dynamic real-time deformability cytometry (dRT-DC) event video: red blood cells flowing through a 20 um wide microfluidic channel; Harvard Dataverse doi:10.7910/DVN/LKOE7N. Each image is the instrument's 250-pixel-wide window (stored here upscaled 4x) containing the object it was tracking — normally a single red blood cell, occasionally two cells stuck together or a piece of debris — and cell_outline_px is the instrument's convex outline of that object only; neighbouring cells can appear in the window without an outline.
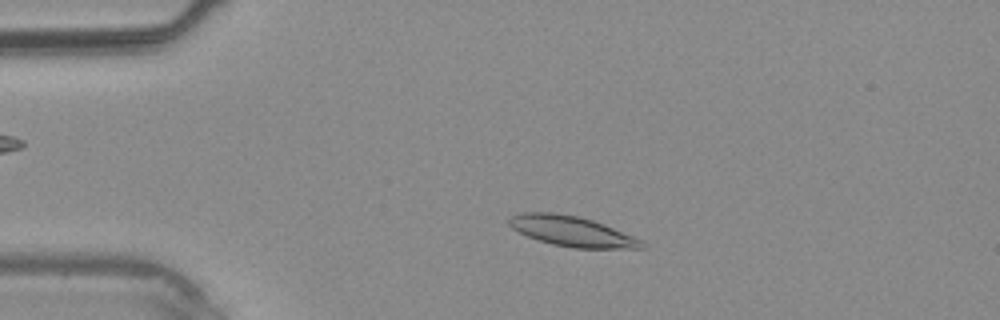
{"species": "common noctule bat (a hibernating species)", "species_latin": "Nyctalus noctula", "temperature_condition": "warm", "stored_images_in_passage": 36, "camera_frame_rate_fps": 3000, "um_per_image_px": 0.085, "animal": {"sex": "male", "body_mass_g": 20.4}, "frame": {"image": 1, "passage_image": 7, "time_ms": 2.0, "image_size_px": [1000, 320], "cell_outline_px": [[648, 248], [572, 248], [552, 244], [528, 236], [512, 228], [508, 224], [508, 216], [520, 212], [556, 212], [576, 216], [592, 220], [604, 224], [632, 236], [648, 244]], "centroid_in_image_um": [48.59, 19.65], "position_along_channel_um": 36.4, "area_um2": 23.35}}
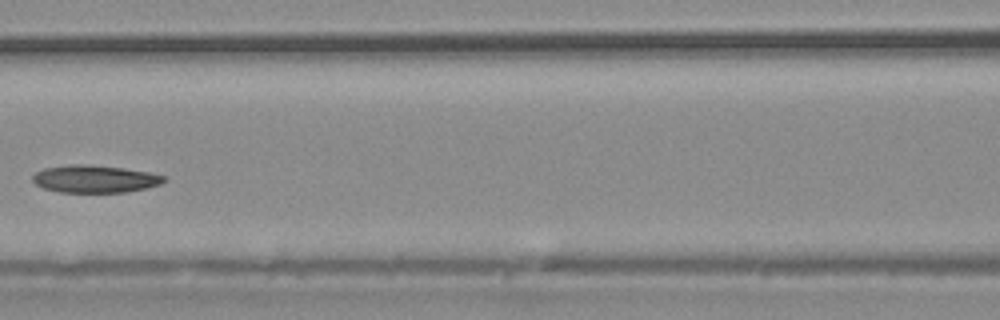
{"frame": {"image": 2, "passage_image": 16, "time_ms": 5.0, "image_size_px": [1000, 320], "cell_outline_px": [[168, 180], [160, 184], [128, 192], [60, 192], [44, 188], [36, 184], [32, 180], [32, 176], [36, 172], [44, 168], [72, 164], [88, 164], [124, 168], [148, 172], [168, 176]], "centroid_in_image_um": [8.09, 15.2], "position_along_channel_um": 158.5, "area_um2": 21.1}}
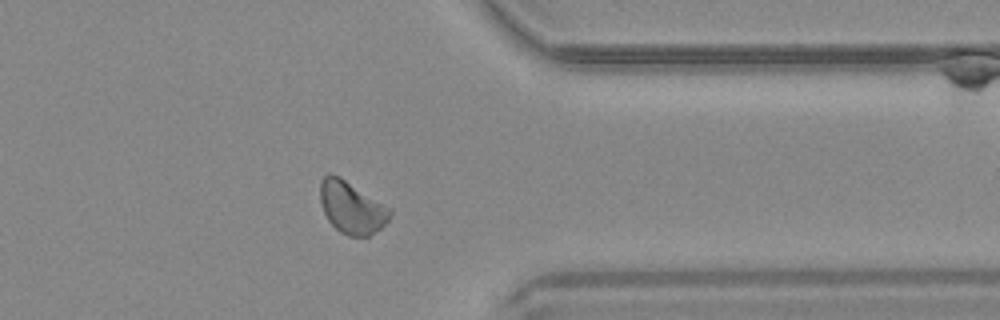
{"frame": {"image": 3, "passage_image": 29, "time_ms": 9.333, "image_size_px": [1000, 320], "cell_outline_px": [[392, 212], [388, 220], [380, 228], [368, 236], [348, 236], [340, 232], [328, 220], [324, 212], [320, 200], [320, 180], [328, 172], [340, 176], [392, 208]], "centroid_in_image_um": [29.89, 17.61], "position_along_channel_um": 381.5, "area_um2": 21.33}}